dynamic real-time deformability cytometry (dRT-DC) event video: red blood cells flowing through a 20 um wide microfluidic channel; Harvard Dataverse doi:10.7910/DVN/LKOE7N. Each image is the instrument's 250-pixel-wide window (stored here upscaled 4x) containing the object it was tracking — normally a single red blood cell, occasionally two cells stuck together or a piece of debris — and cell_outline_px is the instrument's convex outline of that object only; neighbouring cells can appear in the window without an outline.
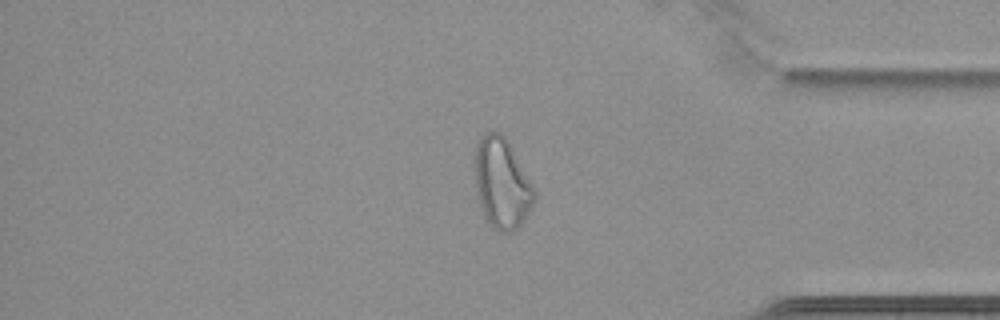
{"species": "common noctule bat (a hibernating species)", "species_latin": "Nyctalus noctula", "temperature_condition": "cold", "stored_images_in_passage": 64, "camera_frame_rate_fps": 3000, "um_per_image_px": 0.085, "animal": {"sex": "female", "body_mass_g": 22.7, "forearm_length_mm": 54.2}, "frame": {"image": 1, "passage_image": 55, "time_ms": 18.0, "image_size_px": [1000, 320], "cell_outline_px": [[536, 200], [520, 224], [516, 228], [508, 232], [500, 232], [492, 228], [484, 220], [476, 188], [476, 144], [484, 132], [500, 132], [508, 140], [532, 184], [536, 192]], "centroid_in_image_um": [42.66, 15.59], "position_along_channel_um": 392.5, "area_um2": 31.15}}